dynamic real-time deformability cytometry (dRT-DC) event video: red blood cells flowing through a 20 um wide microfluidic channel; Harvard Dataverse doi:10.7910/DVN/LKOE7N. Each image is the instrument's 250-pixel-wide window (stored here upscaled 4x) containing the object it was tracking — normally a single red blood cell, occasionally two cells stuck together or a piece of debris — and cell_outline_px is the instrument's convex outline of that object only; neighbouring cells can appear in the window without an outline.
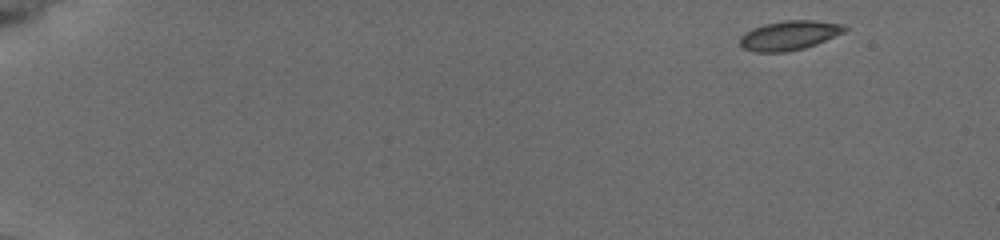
{"species": "common noctule bat (a hibernating species)", "species_latin": "Nyctalus noctula", "temperature_condition": "cold", "stored_images_in_passage": 52, "camera_frame_rate_fps": 3000, "um_per_image_px": 0.085, "animal": {"sex": "female", "body_mass_g": 19.5, "forearm_length_mm": 54.1}, "frame": {"image": 1, "passage_image": 1, "time_ms": 0.0, "image_size_px": [1000, 240], "cell_outline_px": [[848, 28], [844, 32], [816, 44], [804, 48], [788, 52], [756, 52], [744, 48], [740, 44], [740, 36], [744, 32], [752, 28], [764, 24], [784, 20], [812, 20], [844, 24]], "centroid_in_image_um": [67.08, 3.0], "position_along_channel_um": 17.9, "area_um2": 17.98}}
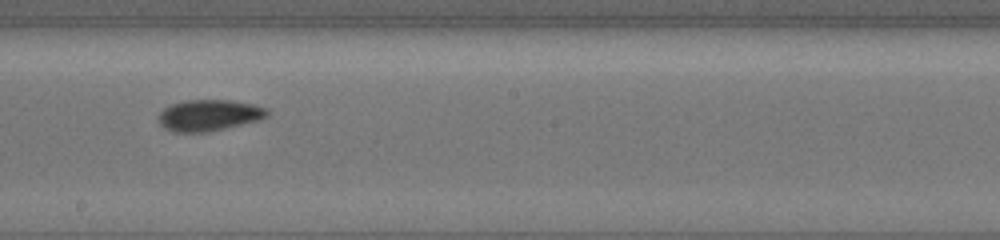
{"frame": {"image": 2, "passage_image": 30, "time_ms": 9.667, "image_size_px": [1000, 240], "cell_outline_px": [[268, 116], [256, 120], [208, 132], [176, 132], [164, 128], [160, 124], [160, 112], [164, 108], [172, 104], [184, 100], [232, 100], [256, 104], [268, 108]], "centroid_in_image_um": [17.78, 9.78], "position_along_channel_um": 230.4, "area_um2": 19.65}}
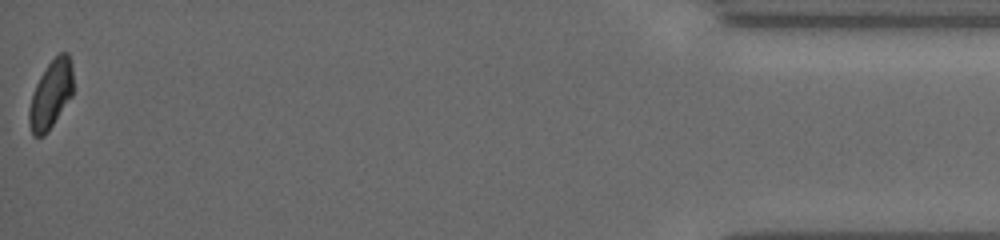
{"frame": {"image": 3, "passage_image": 52, "time_ms": 17.0, "image_size_px": [1000, 240], "cell_outline_px": [[72, 96], [44, 136], [32, 136], [28, 120], [28, 108], [36, 84], [40, 76], [48, 64], [60, 52], [68, 52], [72, 64]], "centroid_in_image_um": [4.31, 8.03], "position_along_channel_um": 430.9, "area_um2": 17.34}, "authors_computed_cell_mechanics": {"area_um2": 18.5538, "velocity_mm_per_s": 3.7786, "shape_relaxation_time_tau1_ms": 3.4305, "shape_relaxation_time_tau2_ms": 2.4152, "deformation_change_tau1": 0.0851, "deformation_change_tau2": 0.0444}}